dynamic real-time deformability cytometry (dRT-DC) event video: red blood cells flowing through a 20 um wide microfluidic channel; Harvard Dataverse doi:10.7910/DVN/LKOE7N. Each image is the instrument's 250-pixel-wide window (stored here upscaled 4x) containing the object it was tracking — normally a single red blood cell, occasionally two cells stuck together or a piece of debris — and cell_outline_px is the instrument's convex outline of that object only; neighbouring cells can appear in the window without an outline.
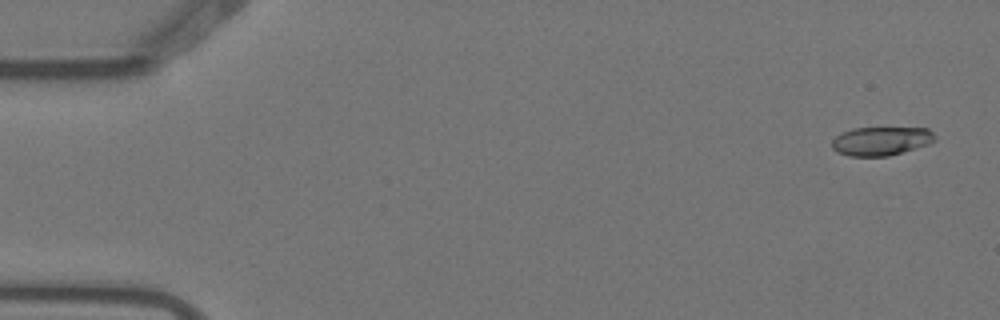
{"species": "Egyptian fruit bat (a non-hibernating species)", "species_latin": "Rousettus aegyptiacus", "temperature_condition": "warm", "stored_images_in_passage": 8, "camera_frame_rate_fps": 3000, "um_per_image_px": 0.085, "animal": {"sex": "female"}, "frame": {"image": 1, "passage_image": 1, "time_ms": 0.0, "image_size_px": [1000, 320], "cell_outline_px": [[936, 140], [928, 144], [888, 156], [848, 156], [836, 152], [832, 148], [832, 140], [840, 132], [852, 128], [928, 128], [936, 136]], "centroid_in_image_um": [74.86, 11.98], "position_along_channel_um": 10.1, "area_um2": 17.28}}
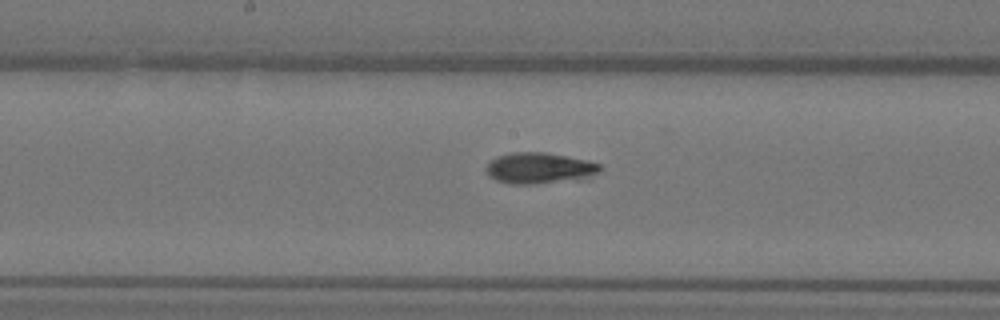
{"frame": {"image": 2, "passage_image": 8, "time_ms": 2.333, "image_size_px": [1000, 320], "cell_outline_px": [[600, 172], [588, 180], [532, 184], [512, 184], [496, 180], [488, 176], [484, 168], [496, 156], [512, 152], [544, 152], [588, 160], [600, 164]], "centroid_in_image_um": [45.9, 14.31], "position_along_channel_um": 202.3, "area_um2": 21.15}}